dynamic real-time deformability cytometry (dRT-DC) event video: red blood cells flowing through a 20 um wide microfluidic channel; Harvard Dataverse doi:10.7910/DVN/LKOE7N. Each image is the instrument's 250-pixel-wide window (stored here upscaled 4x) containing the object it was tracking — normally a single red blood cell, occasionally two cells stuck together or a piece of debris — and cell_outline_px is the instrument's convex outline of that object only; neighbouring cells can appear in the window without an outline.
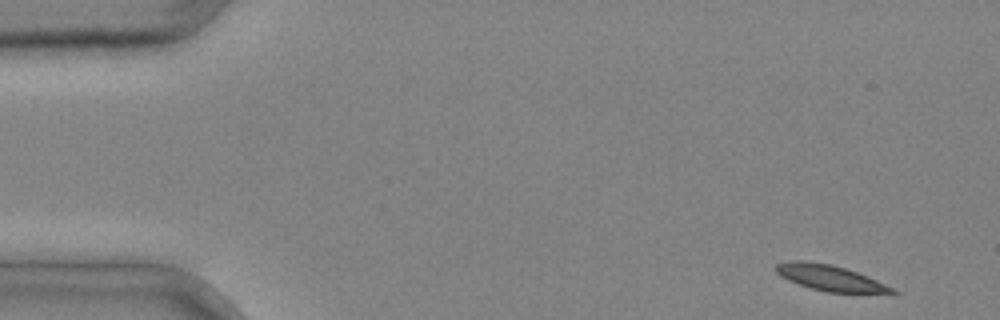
{"species": "common noctule bat (a hibernating species)", "species_latin": "Nyctalus noctula", "temperature_condition": "cold", "stored_images_in_passage": 4, "camera_frame_rate_fps": 3000, "um_per_image_px": 0.085, "animal": {"sex": "male", "body_mass_g": 20.4}, "frame": {"image": 1, "passage_image": 1, "time_ms": 0.0, "image_size_px": [1000, 320], "cell_outline_px": [[900, 292], [828, 292], [812, 288], [788, 280], [780, 276], [772, 268], [776, 264], [792, 260], [800, 260], [832, 264], [868, 276]], "centroid_in_image_um": [70.45, 23.59], "position_along_channel_um": 14.6, "area_um2": 16.99}}